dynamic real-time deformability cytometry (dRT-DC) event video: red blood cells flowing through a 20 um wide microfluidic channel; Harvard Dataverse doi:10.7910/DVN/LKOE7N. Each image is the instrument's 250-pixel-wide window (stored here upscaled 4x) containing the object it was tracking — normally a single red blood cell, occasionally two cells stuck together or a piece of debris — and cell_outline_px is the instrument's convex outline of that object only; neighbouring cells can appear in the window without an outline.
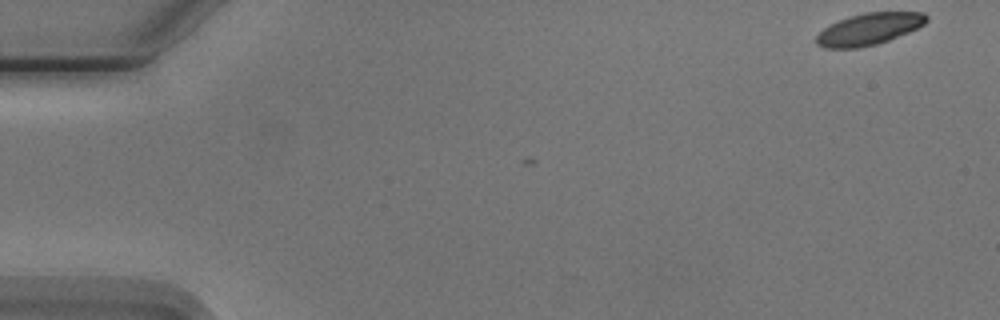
{"species": "Egyptian fruit bat (a non-hibernating species)", "species_latin": "Rousettus aegyptiacus", "temperature_condition": "cold", "stored_images_in_passage": 3, "camera_frame_rate_fps": 3000, "um_per_image_px": 0.085, "animal": {"sex": "male"}, "frame": {"image": 1, "passage_image": 1, "time_ms": 0.0, "image_size_px": [1000, 320], "cell_outline_px": [[928, 20], [924, 24], [908, 32], [888, 40], [876, 44], [856, 48], [824, 48], [816, 44], [816, 36], [824, 28], [848, 16], [864, 12], [924, 12], [928, 16]], "centroid_in_image_um": [73.86, 2.46], "position_along_channel_um": 11.1, "area_um2": 20.23}}